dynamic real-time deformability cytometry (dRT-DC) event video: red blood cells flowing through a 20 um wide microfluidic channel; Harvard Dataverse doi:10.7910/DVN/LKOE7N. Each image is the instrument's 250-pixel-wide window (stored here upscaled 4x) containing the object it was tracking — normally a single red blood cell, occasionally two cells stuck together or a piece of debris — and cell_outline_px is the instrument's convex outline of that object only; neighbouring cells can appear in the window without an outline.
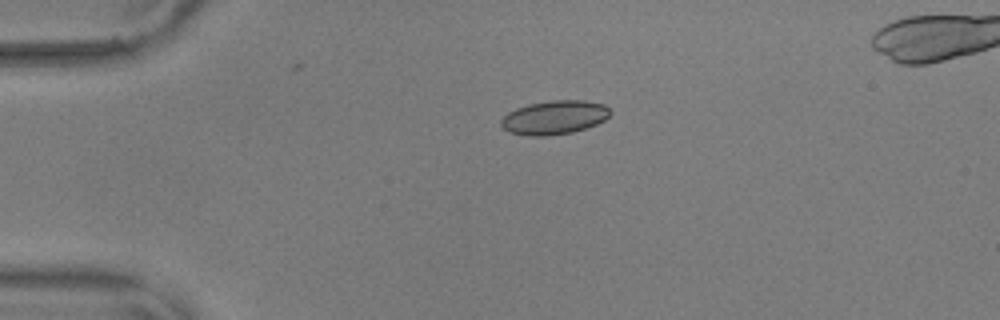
{"species": "common noctule bat (a hibernating species)", "species_latin": "Nyctalus noctula", "temperature_condition": "warm", "stored_images_in_passage": 44, "camera_frame_rate_fps": 3000, "um_per_image_px": 0.085, "animal": {"sex": "male", "body_mass_g": 17.9, "forearm_length_mm": 54.2}, "frame": {"image": 1, "passage_image": 1, "time_ms": 0.0, "image_size_px": [1000, 320], "cell_outline_px": [[612, 112], [604, 120], [596, 124], [572, 132], [548, 136], [528, 136], [508, 132], [500, 124], [500, 120], [508, 112], [516, 108], [528, 104], [552, 100], [580, 100], [604, 104]], "centroid_in_image_um": [47.09, 9.98], "position_along_channel_um": 37.9, "area_um2": 21.5}}
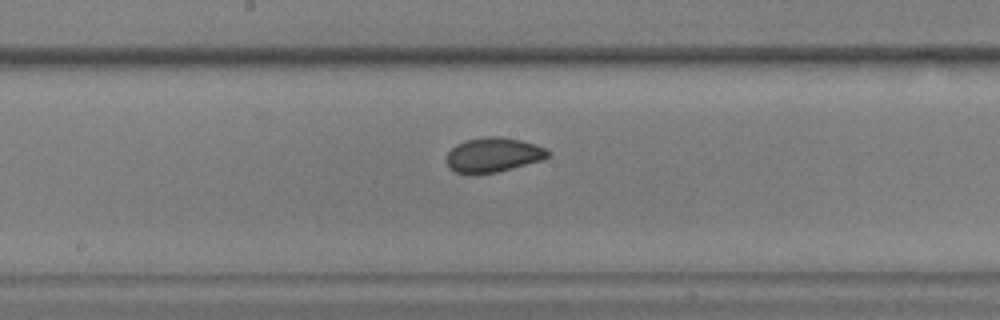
{"frame": {"image": 2, "passage_image": 18, "time_ms": 5.667, "image_size_px": [1000, 320], "cell_outline_px": [[552, 152], [544, 160], [496, 172], [476, 176], [472, 176], [456, 172], [448, 168], [448, 152], [456, 144], [464, 140], [484, 136], [500, 136], [520, 140], [536, 144], [548, 148]], "centroid_in_image_um": [41.94, 13.18], "position_along_channel_um": 206.3, "area_um2": 20.98}}
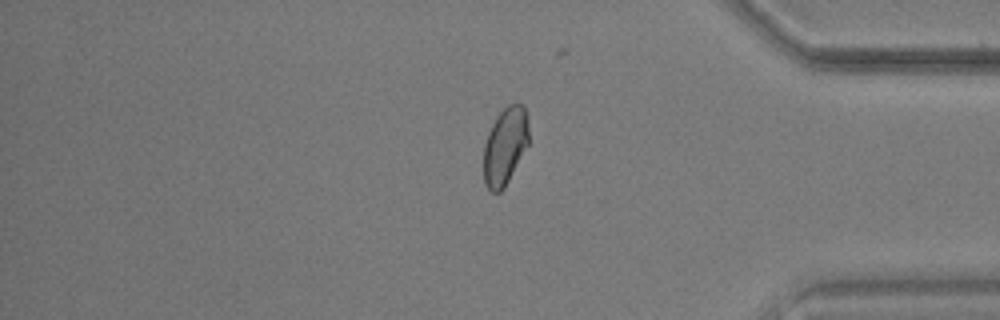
{"frame": {"image": 3, "passage_image": 35, "time_ms": 11.333, "image_size_px": [1000, 320], "cell_outline_px": [[528, 144], [504, 188], [500, 192], [492, 192], [484, 184], [484, 144], [488, 132], [496, 116], [508, 104], [524, 104], [528, 124]], "centroid_in_image_um": [42.92, 12.41], "position_along_channel_um": 392.3, "area_um2": 20.23}}